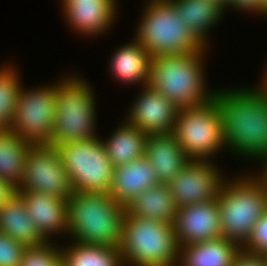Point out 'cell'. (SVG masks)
<instances>
[{
	"instance_id": "obj_1",
	"label": "cell",
	"mask_w": 267,
	"mask_h": 266,
	"mask_svg": "<svg viewBox=\"0 0 267 266\" xmlns=\"http://www.w3.org/2000/svg\"><path fill=\"white\" fill-rule=\"evenodd\" d=\"M213 98L221 114L225 149L247 159L267 158V91L257 86L217 89Z\"/></svg>"
},
{
	"instance_id": "obj_2",
	"label": "cell",
	"mask_w": 267,
	"mask_h": 266,
	"mask_svg": "<svg viewBox=\"0 0 267 266\" xmlns=\"http://www.w3.org/2000/svg\"><path fill=\"white\" fill-rule=\"evenodd\" d=\"M67 212L73 241L120 248L127 208L109 193L75 191L67 200Z\"/></svg>"
},
{
	"instance_id": "obj_3",
	"label": "cell",
	"mask_w": 267,
	"mask_h": 266,
	"mask_svg": "<svg viewBox=\"0 0 267 266\" xmlns=\"http://www.w3.org/2000/svg\"><path fill=\"white\" fill-rule=\"evenodd\" d=\"M207 49L208 47L191 54L151 57L148 85L179 109L210 101L216 89L208 90L205 84L204 56Z\"/></svg>"
},
{
	"instance_id": "obj_4",
	"label": "cell",
	"mask_w": 267,
	"mask_h": 266,
	"mask_svg": "<svg viewBox=\"0 0 267 266\" xmlns=\"http://www.w3.org/2000/svg\"><path fill=\"white\" fill-rule=\"evenodd\" d=\"M250 175L226 178L217 197L221 233L241 247L249 239L254 224L267 212L266 185L256 174Z\"/></svg>"
},
{
	"instance_id": "obj_5",
	"label": "cell",
	"mask_w": 267,
	"mask_h": 266,
	"mask_svg": "<svg viewBox=\"0 0 267 266\" xmlns=\"http://www.w3.org/2000/svg\"><path fill=\"white\" fill-rule=\"evenodd\" d=\"M135 40L152 56L191 54L206 47L190 32L187 21L169 0H148Z\"/></svg>"
},
{
	"instance_id": "obj_6",
	"label": "cell",
	"mask_w": 267,
	"mask_h": 266,
	"mask_svg": "<svg viewBox=\"0 0 267 266\" xmlns=\"http://www.w3.org/2000/svg\"><path fill=\"white\" fill-rule=\"evenodd\" d=\"M120 253L125 266H171L179 260L174 226L125 215Z\"/></svg>"
},
{
	"instance_id": "obj_7",
	"label": "cell",
	"mask_w": 267,
	"mask_h": 266,
	"mask_svg": "<svg viewBox=\"0 0 267 266\" xmlns=\"http://www.w3.org/2000/svg\"><path fill=\"white\" fill-rule=\"evenodd\" d=\"M61 79L56 83L53 145L95 139L96 100L91 85L76 75Z\"/></svg>"
},
{
	"instance_id": "obj_8",
	"label": "cell",
	"mask_w": 267,
	"mask_h": 266,
	"mask_svg": "<svg viewBox=\"0 0 267 266\" xmlns=\"http://www.w3.org/2000/svg\"><path fill=\"white\" fill-rule=\"evenodd\" d=\"M172 133L189 159L211 160L225 148L221 114L214 98L179 109Z\"/></svg>"
},
{
	"instance_id": "obj_9",
	"label": "cell",
	"mask_w": 267,
	"mask_h": 266,
	"mask_svg": "<svg viewBox=\"0 0 267 266\" xmlns=\"http://www.w3.org/2000/svg\"><path fill=\"white\" fill-rule=\"evenodd\" d=\"M56 147L74 192L109 193L114 166L99 136Z\"/></svg>"
},
{
	"instance_id": "obj_10",
	"label": "cell",
	"mask_w": 267,
	"mask_h": 266,
	"mask_svg": "<svg viewBox=\"0 0 267 266\" xmlns=\"http://www.w3.org/2000/svg\"><path fill=\"white\" fill-rule=\"evenodd\" d=\"M56 116V83L21 88L10 129L33 145H53Z\"/></svg>"
},
{
	"instance_id": "obj_11",
	"label": "cell",
	"mask_w": 267,
	"mask_h": 266,
	"mask_svg": "<svg viewBox=\"0 0 267 266\" xmlns=\"http://www.w3.org/2000/svg\"><path fill=\"white\" fill-rule=\"evenodd\" d=\"M16 190L44 192L65 200L72 196L70 177L56 146H31L25 159L23 182Z\"/></svg>"
},
{
	"instance_id": "obj_12",
	"label": "cell",
	"mask_w": 267,
	"mask_h": 266,
	"mask_svg": "<svg viewBox=\"0 0 267 266\" xmlns=\"http://www.w3.org/2000/svg\"><path fill=\"white\" fill-rule=\"evenodd\" d=\"M213 160L189 159L169 183L178 207L215 200L226 177Z\"/></svg>"
},
{
	"instance_id": "obj_13",
	"label": "cell",
	"mask_w": 267,
	"mask_h": 266,
	"mask_svg": "<svg viewBox=\"0 0 267 266\" xmlns=\"http://www.w3.org/2000/svg\"><path fill=\"white\" fill-rule=\"evenodd\" d=\"M173 226L179 247L222 238L218 200L179 207Z\"/></svg>"
},
{
	"instance_id": "obj_14",
	"label": "cell",
	"mask_w": 267,
	"mask_h": 266,
	"mask_svg": "<svg viewBox=\"0 0 267 266\" xmlns=\"http://www.w3.org/2000/svg\"><path fill=\"white\" fill-rule=\"evenodd\" d=\"M141 89L125 120L147 134L173 132L179 108L149 85Z\"/></svg>"
},
{
	"instance_id": "obj_15",
	"label": "cell",
	"mask_w": 267,
	"mask_h": 266,
	"mask_svg": "<svg viewBox=\"0 0 267 266\" xmlns=\"http://www.w3.org/2000/svg\"><path fill=\"white\" fill-rule=\"evenodd\" d=\"M62 3L70 27L88 37L106 33L117 15L116 0H62Z\"/></svg>"
},
{
	"instance_id": "obj_16",
	"label": "cell",
	"mask_w": 267,
	"mask_h": 266,
	"mask_svg": "<svg viewBox=\"0 0 267 266\" xmlns=\"http://www.w3.org/2000/svg\"><path fill=\"white\" fill-rule=\"evenodd\" d=\"M16 192L23 199L27 213L36 224L38 232L47 241H51V235L63 232L68 234L67 200L44 192Z\"/></svg>"
},
{
	"instance_id": "obj_17",
	"label": "cell",
	"mask_w": 267,
	"mask_h": 266,
	"mask_svg": "<svg viewBox=\"0 0 267 266\" xmlns=\"http://www.w3.org/2000/svg\"><path fill=\"white\" fill-rule=\"evenodd\" d=\"M145 156L160 184H169L189 160L172 132L148 134Z\"/></svg>"
},
{
	"instance_id": "obj_18",
	"label": "cell",
	"mask_w": 267,
	"mask_h": 266,
	"mask_svg": "<svg viewBox=\"0 0 267 266\" xmlns=\"http://www.w3.org/2000/svg\"><path fill=\"white\" fill-rule=\"evenodd\" d=\"M158 184L153 167L144 155L128 164L114 167L109 194L118 203L127 206L136 195Z\"/></svg>"
},
{
	"instance_id": "obj_19",
	"label": "cell",
	"mask_w": 267,
	"mask_h": 266,
	"mask_svg": "<svg viewBox=\"0 0 267 266\" xmlns=\"http://www.w3.org/2000/svg\"><path fill=\"white\" fill-rule=\"evenodd\" d=\"M151 55L135 40L117 48L111 56L110 72L125 85L147 86Z\"/></svg>"
},
{
	"instance_id": "obj_20",
	"label": "cell",
	"mask_w": 267,
	"mask_h": 266,
	"mask_svg": "<svg viewBox=\"0 0 267 266\" xmlns=\"http://www.w3.org/2000/svg\"><path fill=\"white\" fill-rule=\"evenodd\" d=\"M0 231L27 247L39 246L47 241L38 232L17 192L0 207Z\"/></svg>"
},
{
	"instance_id": "obj_21",
	"label": "cell",
	"mask_w": 267,
	"mask_h": 266,
	"mask_svg": "<svg viewBox=\"0 0 267 266\" xmlns=\"http://www.w3.org/2000/svg\"><path fill=\"white\" fill-rule=\"evenodd\" d=\"M130 216L174 224L178 205L169 184H158L136 195L126 206Z\"/></svg>"
},
{
	"instance_id": "obj_22",
	"label": "cell",
	"mask_w": 267,
	"mask_h": 266,
	"mask_svg": "<svg viewBox=\"0 0 267 266\" xmlns=\"http://www.w3.org/2000/svg\"><path fill=\"white\" fill-rule=\"evenodd\" d=\"M241 246L224 237L179 247V266H232Z\"/></svg>"
},
{
	"instance_id": "obj_23",
	"label": "cell",
	"mask_w": 267,
	"mask_h": 266,
	"mask_svg": "<svg viewBox=\"0 0 267 266\" xmlns=\"http://www.w3.org/2000/svg\"><path fill=\"white\" fill-rule=\"evenodd\" d=\"M169 1L175 6L178 16L182 17L184 21H187V27L190 32L205 47H209L207 44L210 43L207 41L209 30L223 18L224 7L215 0Z\"/></svg>"
},
{
	"instance_id": "obj_24",
	"label": "cell",
	"mask_w": 267,
	"mask_h": 266,
	"mask_svg": "<svg viewBox=\"0 0 267 266\" xmlns=\"http://www.w3.org/2000/svg\"><path fill=\"white\" fill-rule=\"evenodd\" d=\"M147 133L123 121L106 140H102L111 164L117 167L145 155Z\"/></svg>"
},
{
	"instance_id": "obj_25",
	"label": "cell",
	"mask_w": 267,
	"mask_h": 266,
	"mask_svg": "<svg viewBox=\"0 0 267 266\" xmlns=\"http://www.w3.org/2000/svg\"><path fill=\"white\" fill-rule=\"evenodd\" d=\"M32 145L11 129H0V179L15 189L23 182L25 159Z\"/></svg>"
},
{
	"instance_id": "obj_26",
	"label": "cell",
	"mask_w": 267,
	"mask_h": 266,
	"mask_svg": "<svg viewBox=\"0 0 267 266\" xmlns=\"http://www.w3.org/2000/svg\"><path fill=\"white\" fill-rule=\"evenodd\" d=\"M71 243L60 249L65 266H125L116 247Z\"/></svg>"
},
{
	"instance_id": "obj_27",
	"label": "cell",
	"mask_w": 267,
	"mask_h": 266,
	"mask_svg": "<svg viewBox=\"0 0 267 266\" xmlns=\"http://www.w3.org/2000/svg\"><path fill=\"white\" fill-rule=\"evenodd\" d=\"M9 65L0 68V129H10L22 81L18 71Z\"/></svg>"
},
{
	"instance_id": "obj_28",
	"label": "cell",
	"mask_w": 267,
	"mask_h": 266,
	"mask_svg": "<svg viewBox=\"0 0 267 266\" xmlns=\"http://www.w3.org/2000/svg\"><path fill=\"white\" fill-rule=\"evenodd\" d=\"M54 245L52 241H46L39 246L27 247L20 266H57L62 261L61 248Z\"/></svg>"
},
{
	"instance_id": "obj_29",
	"label": "cell",
	"mask_w": 267,
	"mask_h": 266,
	"mask_svg": "<svg viewBox=\"0 0 267 266\" xmlns=\"http://www.w3.org/2000/svg\"><path fill=\"white\" fill-rule=\"evenodd\" d=\"M26 248L0 231V266H20Z\"/></svg>"
},
{
	"instance_id": "obj_30",
	"label": "cell",
	"mask_w": 267,
	"mask_h": 266,
	"mask_svg": "<svg viewBox=\"0 0 267 266\" xmlns=\"http://www.w3.org/2000/svg\"><path fill=\"white\" fill-rule=\"evenodd\" d=\"M242 248L249 252L267 255V212L254 224L252 233Z\"/></svg>"
},
{
	"instance_id": "obj_31",
	"label": "cell",
	"mask_w": 267,
	"mask_h": 266,
	"mask_svg": "<svg viewBox=\"0 0 267 266\" xmlns=\"http://www.w3.org/2000/svg\"><path fill=\"white\" fill-rule=\"evenodd\" d=\"M232 266H267V255L249 252L241 247L233 259Z\"/></svg>"
},
{
	"instance_id": "obj_32",
	"label": "cell",
	"mask_w": 267,
	"mask_h": 266,
	"mask_svg": "<svg viewBox=\"0 0 267 266\" xmlns=\"http://www.w3.org/2000/svg\"><path fill=\"white\" fill-rule=\"evenodd\" d=\"M265 0H228V8L233 7L241 11L260 13L264 7Z\"/></svg>"
},
{
	"instance_id": "obj_33",
	"label": "cell",
	"mask_w": 267,
	"mask_h": 266,
	"mask_svg": "<svg viewBox=\"0 0 267 266\" xmlns=\"http://www.w3.org/2000/svg\"><path fill=\"white\" fill-rule=\"evenodd\" d=\"M16 193V189L8 182L0 179V207Z\"/></svg>"
},
{
	"instance_id": "obj_34",
	"label": "cell",
	"mask_w": 267,
	"mask_h": 266,
	"mask_svg": "<svg viewBox=\"0 0 267 266\" xmlns=\"http://www.w3.org/2000/svg\"><path fill=\"white\" fill-rule=\"evenodd\" d=\"M261 162H263V164H261L262 169L260 170V172H257L258 174L256 175L262 180L267 188V158H265Z\"/></svg>"
},
{
	"instance_id": "obj_35",
	"label": "cell",
	"mask_w": 267,
	"mask_h": 266,
	"mask_svg": "<svg viewBox=\"0 0 267 266\" xmlns=\"http://www.w3.org/2000/svg\"><path fill=\"white\" fill-rule=\"evenodd\" d=\"M266 66L264 67L265 68V71H263V77H262V80L258 87L261 89V90H265L267 91V64H265Z\"/></svg>"
},
{
	"instance_id": "obj_36",
	"label": "cell",
	"mask_w": 267,
	"mask_h": 266,
	"mask_svg": "<svg viewBox=\"0 0 267 266\" xmlns=\"http://www.w3.org/2000/svg\"><path fill=\"white\" fill-rule=\"evenodd\" d=\"M215 1L218 2L220 5H222L224 7V10L228 8V0H215Z\"/></svg>"
},
{
	"instance_id": "obj_37",
	"label": "cell",
	"mask_w": 267,
	"mask_h": 266,
	"mask_svg": "<svg viewBox=\"0 0 267 266\" xmlns=\"http://www.w3.org/2000/svg\"><path fill=\"white\" fill-rule=\"evenodd\" d=\"M260 15H264L265 17L267 16V0H265V2H264V7H263Z\"/></svg>"
},
{
	"instance_id": "obj_38",
	"label": "cell",
	"mask_w": 267,
	"mask_h": 266,
	"mask_svg": "<svg viewBox=\"0 0 267 266\" xmlns=\"http://www.w3.org/2000/svg\"><path fill=\"white\" fill-rule=\"evenodd\" d=\"M57 266H65L64 263L61 261Z\"/></svg>"
}]
</instances>
